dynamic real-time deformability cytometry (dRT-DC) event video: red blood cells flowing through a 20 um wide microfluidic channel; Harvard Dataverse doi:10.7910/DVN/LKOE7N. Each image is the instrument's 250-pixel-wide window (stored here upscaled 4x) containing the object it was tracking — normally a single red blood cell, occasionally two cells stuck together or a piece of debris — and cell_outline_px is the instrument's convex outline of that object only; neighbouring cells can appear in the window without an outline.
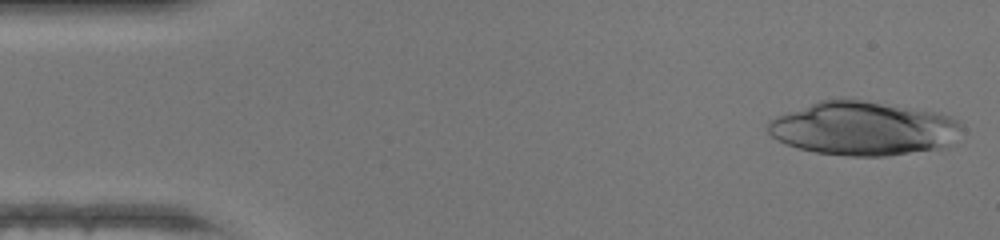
{"species": "human", "species_latin": "Homo sapiens", "temperature_condition": "warm", "stored_images_in_passage": 45, "camera_frame_rate_fps": 3000, "um_per_image_px": 0.085, "donor": {"sex": "female"}, "frame": {"image": 1, "passage_image": 1, "time_ms": 0.0, "image_size_px": [1000, 240], "cell_outline_px": [[964, 128], [948, 148], [884, 156], [848, 156], [816, 152], [796, 148], [776, 140], [768, 132], [768, 120], [776, 116], [820, 100], [860, 100], [940, 112], [960, 120]], "centroid_in_image_um": [73.44, 10.94], "position_along_channel_um": 11.6, "area_um2": 61.09}}